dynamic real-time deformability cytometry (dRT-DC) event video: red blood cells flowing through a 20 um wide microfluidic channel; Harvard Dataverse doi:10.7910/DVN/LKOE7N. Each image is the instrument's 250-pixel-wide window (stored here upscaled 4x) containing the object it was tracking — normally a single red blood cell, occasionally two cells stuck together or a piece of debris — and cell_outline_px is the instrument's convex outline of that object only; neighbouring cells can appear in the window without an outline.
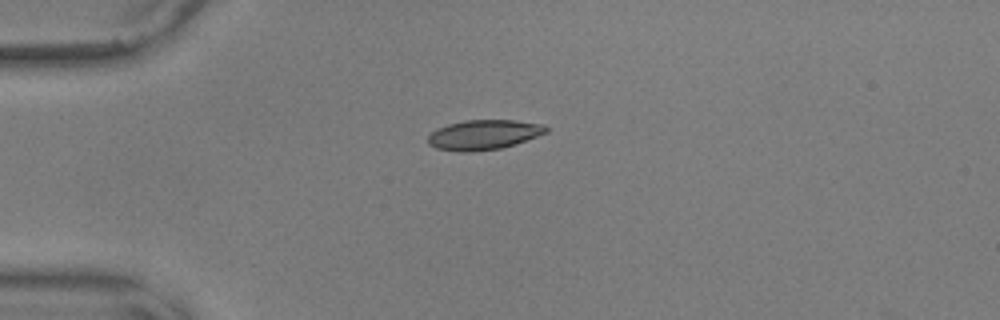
{"species": "common noctule bat (a hibernating species)", "species_latin": "Nyctalus noctula", "temperature_condition": "warm", "stored_images_in_passage": 30, "camera_frame_rate_fps": 3000, "um_per_image_px": 0.085, "animal": {"sex": "male", "body_mass_g": 17.9, "forearm_length_mm": 54.2}, "frame": {"image": 1, "passage_image": 1, "time_ms": 0.0, "image_size_px": [1000, 320], "cell_outline_px": [[548, 132], [516, 144], [500, 148], [472, 152], [460, 152], [436, 148], [428, 144], [428, 136], [436, 128], [448, 124], [464, 120], [516, 120], [540, 124], [548, 128]], "centroid_in_image_um": [41.09, 11.45], "position_along_channel_um": 43.9, "area_um2": 20.58}}
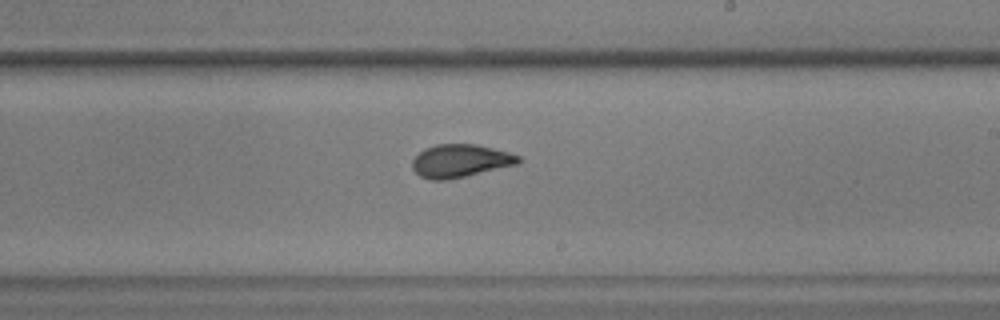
{"frame": {"image": 2, "passage_image": 20, "time_ms": 6.333, "image_size_px": [1000, 320], "cell_outline_px": [[520, 164], [464, 176], [444, 180], [432, 180], [420, 176], [412, 168], [412, 160], [424, 148], [436, 144], [476, 144], [508, 152], [520, 156]], "centroid_in_image_um": [39.12, 13.66], "position_along_channel_um": 249.9, "area_um2": 20.29}}
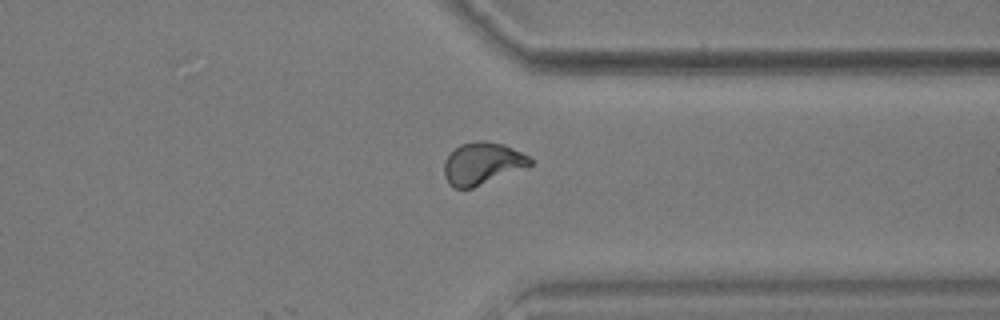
{"frame": {"image": 3, "passage_image": 30, "time_ms": 9.667, "image_size_px": [1000, 320], "cell_outline_px": [[532, 164], [472, 188], [456, 188], [448, 184], [444, 176], [444, 160], [460, 144], [476, 140], [484, 140], [504, 144], [528, 156], [532, 160]], "centroid_in_image_um": [40.95, 13.88], "position_along_channel_um": 370.5, "area_um2": 20.81}, "authors_computed_cell_mechanics": {"area_um2": 20.23, "velocity_mm_per_s": 3.6335, "shape_relaxation_time_tau1_ms": 7.3588, "shape_relaxation_time_tau2_ms": 1.3503, "deformation_change_tau1": 0.2076, "deformation_change_tau2": 0.0586}}